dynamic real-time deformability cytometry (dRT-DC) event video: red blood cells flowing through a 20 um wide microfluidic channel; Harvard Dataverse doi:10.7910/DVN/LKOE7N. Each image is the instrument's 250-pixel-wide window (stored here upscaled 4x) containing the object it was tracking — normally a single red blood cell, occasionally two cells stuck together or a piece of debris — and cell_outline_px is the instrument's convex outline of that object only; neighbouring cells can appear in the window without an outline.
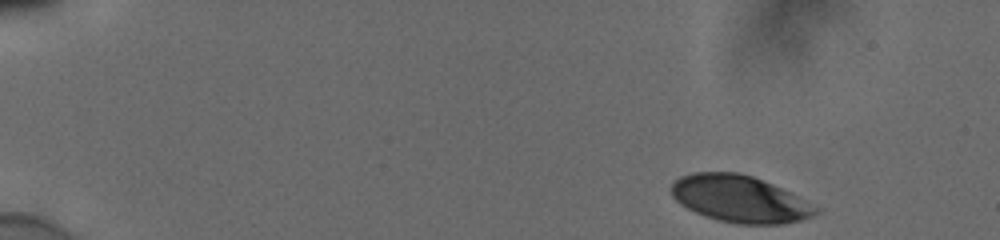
{"species": "human", "species_latin": "Homo sapiens", "temperature_condition": "cold", "stored_images_in_passage": 49, "camera_frame_rate_fps": 3000, "um_per_image_px": 0.085, "donor": {"sex": "male"}, "frame": {"image": 1, "passage_image": 1, "time_ms": 0.0, "image_size_px": [1000, 240], "cell_outline_px": [[820, 212], [812, 216], [800, 220], [784, 224], [736, 224], [704, 216], [680, 204], [672, 196], [672, 184], [680, 176], [692, 172], [740, 172], [752, 176], [772, 184], [820, 208]], "centroid_in_image_um": [62.87, 16.91], "position_along_channel_um": 22.1, "area_um2": 39.25}}
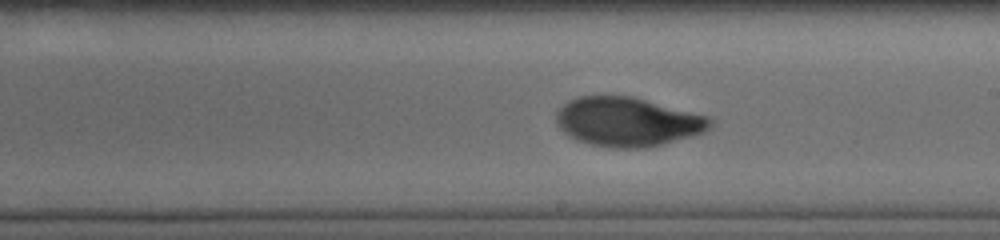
{"frame": {"image": 2, "passage_image": 28, "time_ms": 9.0, "image_size_px": [1000, 240], "cell_outline_px": [[712, 128], [704, 132], [692, 136], [648, 148], [608, 148], [588, 144], [576, 140], [568, 136], [556, 124], [556, 112], [564, 104], [580, 96], [632, 96], [708, 116], [712, 120]], "centroid_in_image_um": [53.34, 10.37], "position_along_channel_um": 235.7, "area_um2": 44.22}}
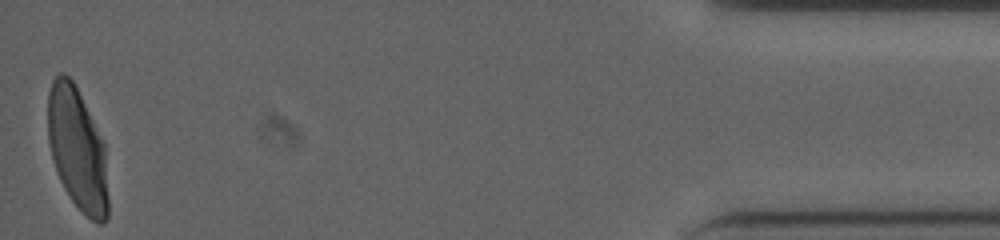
{"frame": {"image": 3, "passage_image": 49, "time_ms": 16.0, "image_size_px": [1000, 240], "cell_outline_px": [[108, 220], [104, 224], [96, 224], [72, 200], [64, 188], [60, 180], [52, 156], [48, 140], [48, 92], [52, 80], [60, 72], [64, 72], [72, 80], [104, 144], [108, 196]], "centroid_in_image_um": [6.57, 12.7], "position_along_channel_um": 428.6, "area_um2": 42.48}, "authors_computed_cell_mechanics": {"area_um2": 42.8876, "velocity_mm_per_s": 3.8394, "shape_relaxation_time_tau1_ms": 6.2429, "shape_relaxation_time_tau2_ms": 0.7299, "deformation_change_tau1": 0.2059, "deformation_change_tau2": 0.0469}}